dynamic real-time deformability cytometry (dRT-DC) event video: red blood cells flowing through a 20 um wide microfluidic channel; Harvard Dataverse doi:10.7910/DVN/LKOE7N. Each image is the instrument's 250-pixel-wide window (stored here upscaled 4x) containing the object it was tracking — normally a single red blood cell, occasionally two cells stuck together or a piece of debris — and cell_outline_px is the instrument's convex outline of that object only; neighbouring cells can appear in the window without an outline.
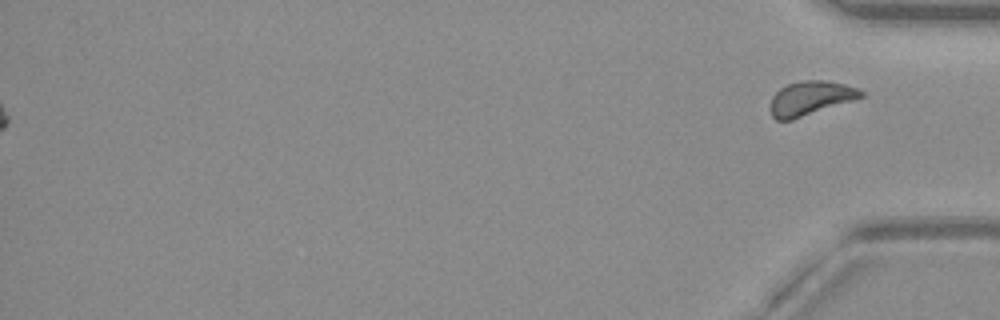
{"species": "common noctule bat (a hibernating species)", "species_latin": "Nyctalus noctula", "temperature_condition": "warm", "stored_images_in_passage": 43, "segment_of_instrument_passage": [2, 2], "camera_frame_rate_fps": 3000, "um_per_image_px": 0.085, "animal": {"sex": "female", "body_mass_g": 19.3, "forearm_length_mm": 54.1}, "frame": {"image": 1, "passage_image": 43, "time_ms": 14.0, "image_size_px": [1000, 320], "cell_outline_px": [[864, 96], [856, 100], [792, 120], [776, 120], [772, 116], [768, 108], [772, 96], [780, 88], [788, 84], [800, 80], [828, 80], [844, 84], [856, 88], [864, 92]], "centroid_in_image_um": [68.87, 8.35], "position_along_channel_um": 366.3, "area_um2": 18.38}}